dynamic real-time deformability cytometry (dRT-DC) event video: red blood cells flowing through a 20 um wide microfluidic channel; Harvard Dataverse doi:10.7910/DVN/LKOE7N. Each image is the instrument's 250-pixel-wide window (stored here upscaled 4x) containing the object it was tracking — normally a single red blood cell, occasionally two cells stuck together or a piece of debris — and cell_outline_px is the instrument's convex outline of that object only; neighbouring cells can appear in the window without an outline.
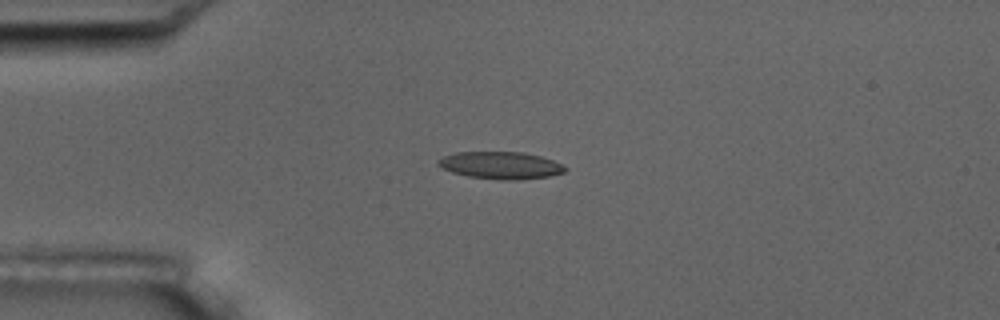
{"species": "common noctule bat (a hibernating species)", "species_latin": "Nyctalus noctula", "temperature_condition": "room temperature", "stored_images_in_passage": 11, "camera_frame_rate_fps": 3000, "um_per_image_px": 0.085, "animal": {"sex": "male", "body_mass_g": 17.5, "forearm_length_mm": 52.3}, "frame": {"image": 1, "passage_image": 2, "time_ms": 2.0, "image_size_px": [1000, 320], "cell_outline_px": [[568, 168], [564, 172], [548, 176], [516, 180], [500, 180], [468, 176], [452, 172], [440, 168], [436, 164], [444, 156], [456, 152], [524, 152], [540, 156], [552, 160]], "centroid_in_image_um": [42.54, 14.05], "position_along_channel_um": 42.5, "area_um2": 20.06}}
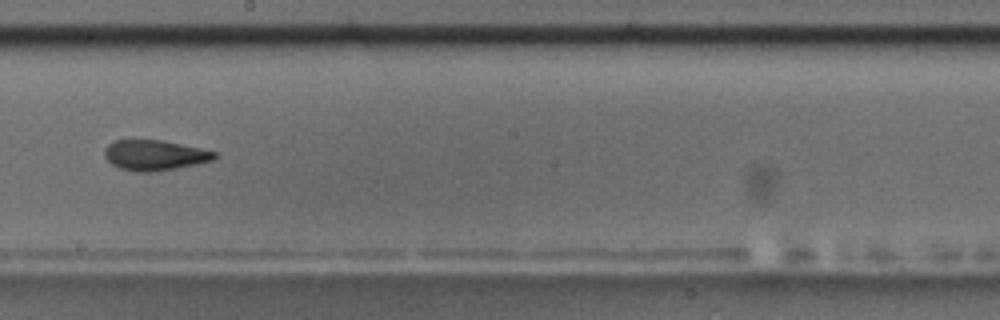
{"frame": {"image": 2, "passage_image": 7, "time_ms": 8.0, "image_size_px": [1000, 320], "cell_outline_px": [[220, 152], [212, 160], [196, 164], [176, 168], [152, 172], [136, 172], [120, 168], [112, 164], [104, 156], [104, 148], [112, 140], [160, 140]], "centroid_in_image_um": [13.13, 13.19], "position_along_channel_um": 235.1, "area_um2": 19.42}, "authors_computed_cell_mechanics": {"area_um2": 19.4208, "velocity_mm_per_s": 3.5969, "shape_relaxation_time_tau1_ms": 11.3294, "shape_relaxation_time_tau2_ms": 3.0221, "deformation_change_tau1": 0.2031, "deformation_change_tau2": 0.0899}}